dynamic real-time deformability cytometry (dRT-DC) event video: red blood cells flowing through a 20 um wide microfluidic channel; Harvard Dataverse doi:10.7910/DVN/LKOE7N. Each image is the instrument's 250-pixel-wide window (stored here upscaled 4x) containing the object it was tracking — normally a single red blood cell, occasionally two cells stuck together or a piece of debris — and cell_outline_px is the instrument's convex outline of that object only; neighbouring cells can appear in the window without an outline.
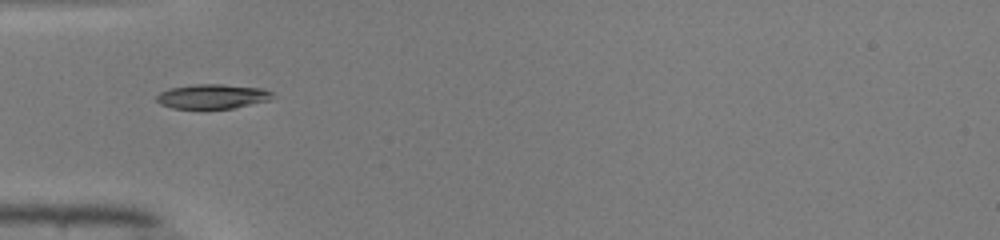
{"species": "common noctule bat (a hibernating species)", "species_latin": "Nyctalus noctula", "temperature_condition": "warm", "stored_images_in_passage": 34, "camera_frame_rate_fps": 3000, "um_per_image_px": 0.085, "animal": {"sex": "male", "body_mass_g": 19.0, "forearm_length_mm": 50.8}, "frame": {"image": 1, "passage_image": 1, "time_ms": 0.0, "image_size_px": [1000, 240], "cell_outline_px": [[272, 96], [268, 100], [232, 108], [172, 108], [160, 104], [156, 100], [156, 96], [160, 92], [168, 88], [192, 84], [220, 84], [264, 88], [272, 92]], "centroid_in_image_um": [18.0, 8.18], "position_along_channel_um": 67.0, "area_um2": 16.47}}
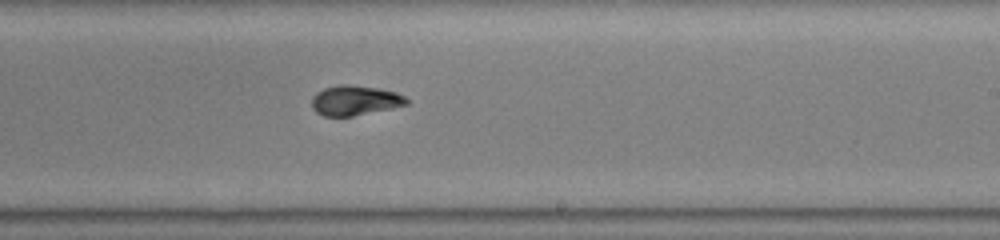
{"frame": {"image": 2, "passage_image": 15, "time_ms": 4.667, "image_size_px": [1000, 240], "cell_outline_px": [[408, 104], [392, 108], [352, 116], [324, 116], [316, 112], [312, 108], [312, 96], [316, 92], [324, 88], [340, 84], [352, 84], [380, 88], [396, 92], [404, 96], [408, 100]], "centroid_in_image_um": [30.15, 8.52], "position_along_channel_um": 258.8, "area_um2": 16.65}}
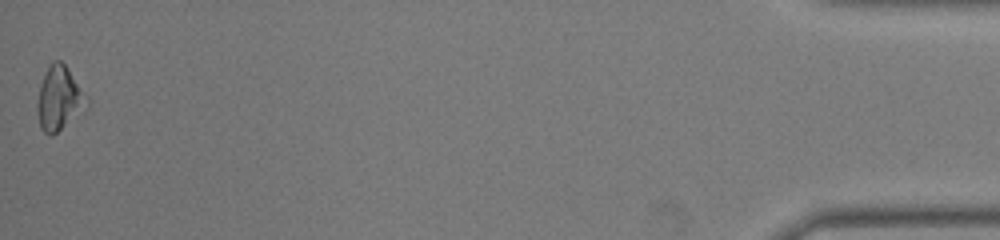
{"frame": {"image": 3, "passage_image": 34, "time_ms": 11.0, "image_size_px": [1000, 240], "cell_outline_px": [[88, 108], [52, 136], [48, 136], [40, 128], [36, 112], [36, 104], [40, 84], [44, 72], [52, 60], [60, 60], [64, 64], [88, 100]], "centroid_in_image_um": [4.99, 8.41], "position_along_channel_um": 430.2, "area_um2": 18.5}, "authors_computed_cell_mechanics": {"area_um2": 16.473, "velocity_mm_per_s": 4.1404, "shape_relaxation_time_tau1_ms": 5.0169, "shape_relaxation_time_tau2_ms": null, "deformation_change_tau1": 0.2154, "deformation_change_tau2": null}}